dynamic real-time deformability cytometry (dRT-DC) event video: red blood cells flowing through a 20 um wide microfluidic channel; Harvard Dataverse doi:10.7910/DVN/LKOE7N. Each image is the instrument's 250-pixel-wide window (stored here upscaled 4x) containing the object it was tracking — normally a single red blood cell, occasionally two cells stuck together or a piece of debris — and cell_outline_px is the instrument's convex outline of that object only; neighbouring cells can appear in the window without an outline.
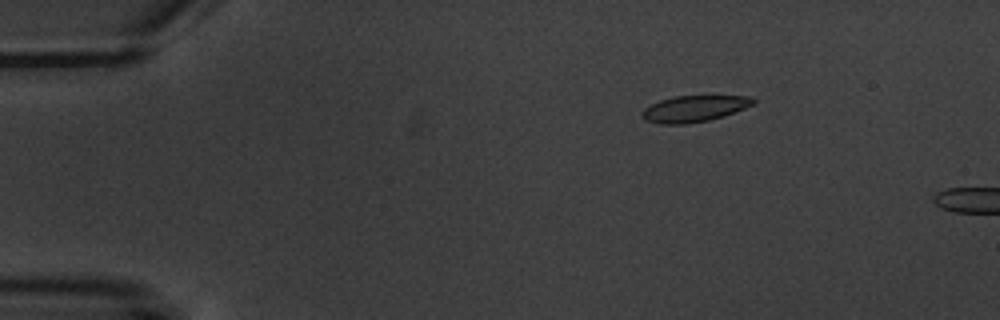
{"species": "common noctule bat (a hibernating species)", "species_latin": "Nyctalus noctula", "temperature_condition": "warm", "stored_images_in_passage": 2, "camera_frame_rate_fps": 3000, "um_per_image_px": 0.085, "animal": {"sex": "male", "body_mass_g": 20.1, "forearm_length_mm": 53.5}, "frame": {"image": 1, "passage_image": 1, "time_ms": 0.0, "image_size_px": [1000, 320], "cell_outline_px": [[756, 100], [752, 104], [744, 108], [724, 116], [708, 120], [684, 124], [660, 124], [644, 120], [640, 116], [640, 112], [644, 108], [660, 100], [676, 96], [752, 96]], "centroid_in_image_um": [58.96, 9.24], "position_along_channel_um": 26.0, "area_um2": 16.99}}